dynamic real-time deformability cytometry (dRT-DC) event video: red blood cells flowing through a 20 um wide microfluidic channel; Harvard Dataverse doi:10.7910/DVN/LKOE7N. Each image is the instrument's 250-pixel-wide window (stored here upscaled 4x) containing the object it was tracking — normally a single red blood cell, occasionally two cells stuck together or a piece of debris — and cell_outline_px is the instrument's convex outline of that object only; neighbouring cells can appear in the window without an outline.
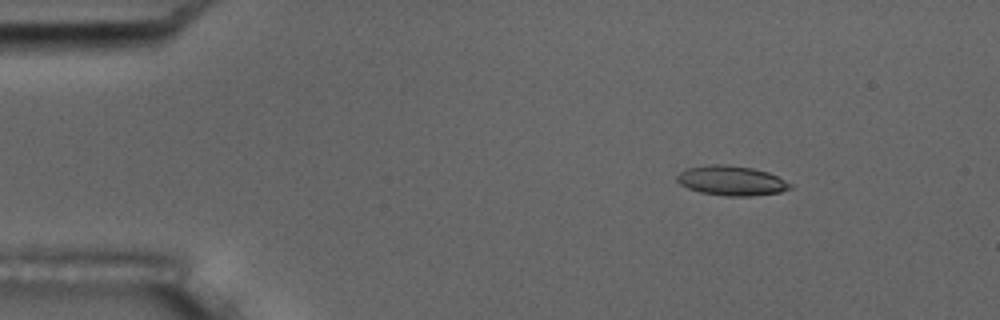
{"species": "common noctule bat (a hibernating species)", "species_latin": "Nyctalus noctula", "temperature_condition": "room temperature", "stored_images_in_passage": 7, "camera_frame_rate_fps": 3000, "um_per_image_px": 0.085, "animal": {"sex": "male", "body_mass_g": 17.5, "forearm_length_mm": 52.3}, "frame": {"image": 1, "passage_image": 3, "time_ms": 2.333, "image_size_px": [1000, 320], "cell_outline_px": [[792, 188], [780, 192], [752, 196], [728, 196], [700, 192], [688, 188], [680, 184], [676, 180], [676, 176], [680, 172], [688, 168], [712, 164], [724, 164], [752, 168], [768, 172], [792, 184]], "centroid_in_image_um": [62.17, 15.36], "position_along_channel_um": 22.8, "area_um2": 19.48}}
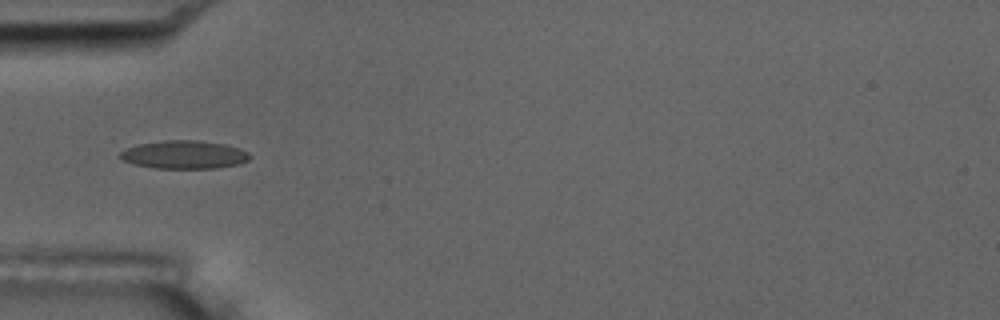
{"frame": {"image": 2, "passage_image": 6, "time_ms": 5.667, "image_size_px": [1000, 320], "cell_outline_px": [[252, 156], [248, 160], [240, 164], [216, 168], [156, 168], [136, 164], [124, 160], [120, 156], [120, 152], [128, 148], [140, 144], [164, 140], [196, 140], [224, 144], [240, 148], [248, 152]], "centroid_in_image_um": [15.72, 13.14], "position_along_channel_um": 69.3, "area_um2": 21.1}}